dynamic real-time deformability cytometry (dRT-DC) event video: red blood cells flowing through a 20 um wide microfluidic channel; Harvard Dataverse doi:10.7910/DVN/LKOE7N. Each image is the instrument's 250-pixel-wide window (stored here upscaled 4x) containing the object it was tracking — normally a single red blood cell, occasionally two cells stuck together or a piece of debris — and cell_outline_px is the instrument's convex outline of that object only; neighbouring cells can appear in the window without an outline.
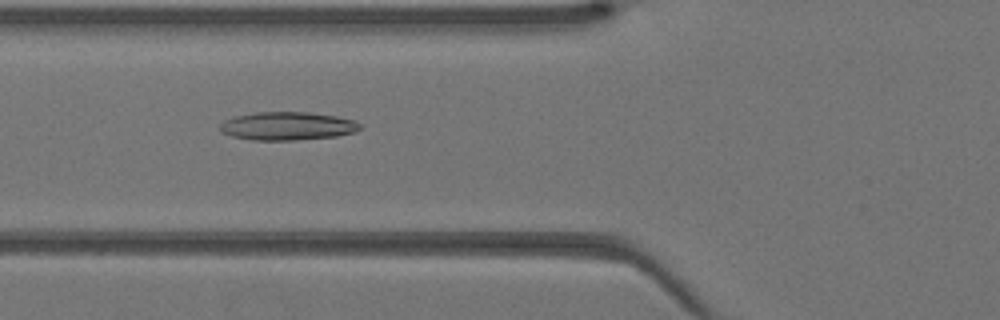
{"species": "Egyptian fruit bat (a non-hibernating species)", "species_latin": "Rousettus aegyptiacus", "temperature_condition": "warm", "stored_images_in_passage": 40, "camera_frame_rate_fps": 3000, "um_per_image_px": 0.085, "animal": {"sex": "female"}, "frame": {"image": 1, "passage_image": 14, "time_ms": 4.333, "image_size_px": [1000, 320], "cell_outline_px": [[360, 128], [356, 132], [336, 136], [292, 140], [252, 140], [232, 136], [220, 132], [220, 124], [224, 120], [236, 116], [256, 112], [308, 112], [336, 116], [356, 120], [360, 124]], "centroid_in_image_um": [24.43, 10.71], "position_along_channel_um": 101.4, "area_um2": 23.06}}
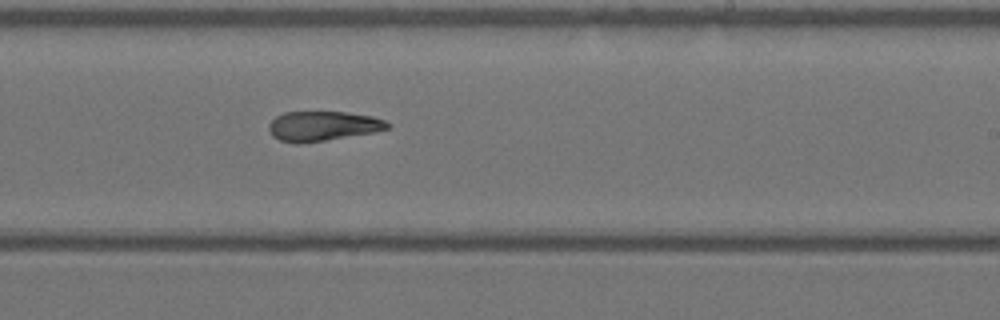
{"frame": {"image": 2, "passage_image": 24, "time_ms": 7.667, "image_size_px": [1000, 320], "cell_outline_px": [[392, 124], [388, 128], [376, 132], [324, 140], [280, 140], [272, 136], [268, 132], [268, 124], [276, 116], [284, 112], [344, 112], [372, 116], [384, 120]], "centroid_in_image_um": [27.47, 10.67], "position_along_channel_um": 261.5, "area_um2": 19.94}}
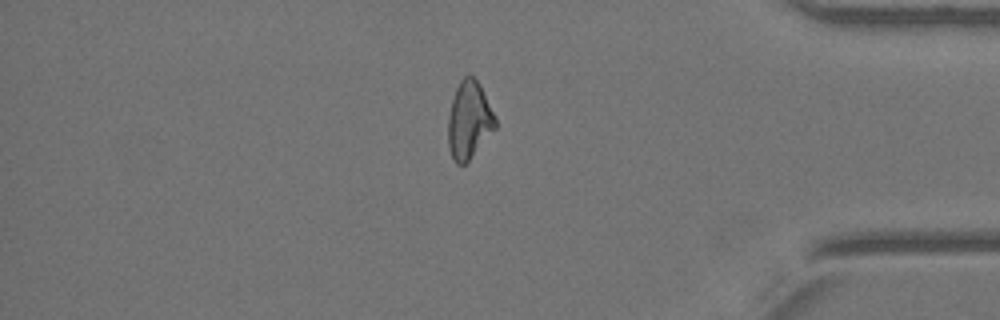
{"frame": {"image": 3, "passage_image": 34, "time_ms": 11.0, "image_size_px": [1000, 320], "cell_outline_px": [[496, 128], [468, 160], [464, 164], [456, 164], [448, 148], [448, 116], [452, 100], [456, 88], [460, 80], [464, 76], [472, 76], [480, 84], [496, 116]], "centroid_in_image_um": [39.87, 10.2], "position_along_channel_um": 395.3, "area_um2": 21.21}}